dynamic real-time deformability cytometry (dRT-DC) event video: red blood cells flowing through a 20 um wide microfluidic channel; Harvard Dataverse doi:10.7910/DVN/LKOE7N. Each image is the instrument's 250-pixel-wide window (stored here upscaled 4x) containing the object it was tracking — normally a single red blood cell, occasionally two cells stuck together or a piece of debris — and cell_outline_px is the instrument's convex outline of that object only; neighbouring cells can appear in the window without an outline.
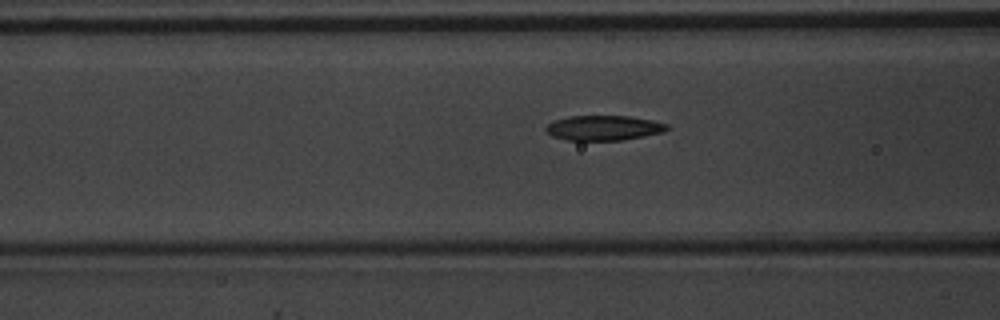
{"species": "common noctule bat (a hibernating species)", "species_latin": "Nyctalus noctula", "temperature_condition": "warm", "stored_images_in_passage": 41, "camera_frame_rate_fps": 3000, "um_per_image_px": 0.085, "animal": {"sex": "male", "body_mass_g": 20.1, "forearm_length_mm": 53.5}, "frame": {"image": 1, "passage_image": 11, "time_ms": 3.333, "image_size_px": [1000, 320], "cell_outline_px": [[668, 128], [664, 132], [624, 140], [568, 140], [552, 136], [544, 132], [544, 128], [552, 120], [568, 116], [632, 116], [652, 120], [668, 124]], "centroid_in_image_um": [51.28, 10.87], "position_along_channel_um": 115.3, "area_um2": 17.8}}
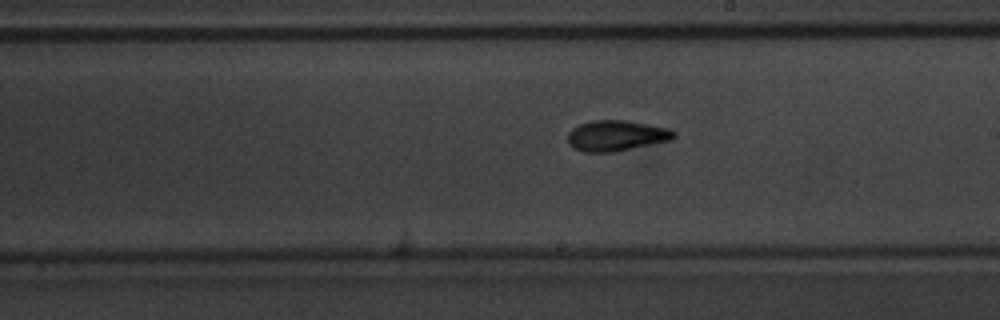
{"frame": {"image": 2, "passage_image": 20, "time_ms": 6.333, "image_size_px": [1000, 320], "cell_outline_px": [[676, 136], [672, 140], [612, 152], [584, 152], [572, 148], [568, 144], [568, 132], [572, 128], [580, 124], [592, 120], [628, 120], [668, 128], [676, 132]], "centroid_in_image_um": [52.37, 11.53], "position_along_channel_um": 236.6, "area_um2": 19.07}}
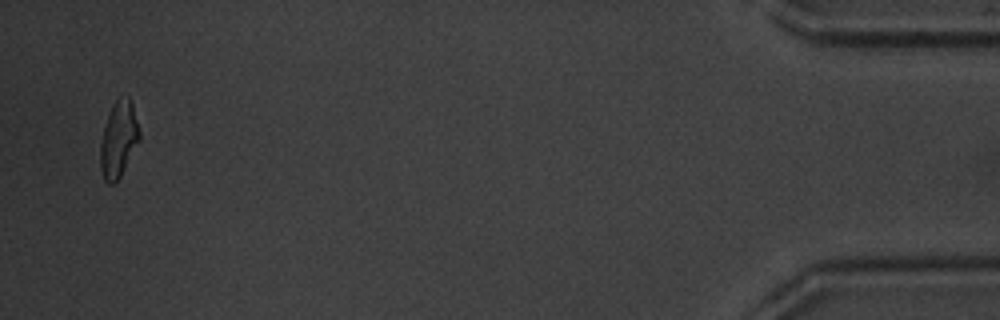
{"frame": {"image": 3, "passage_image": 40, "time_ms": 13.0, "image_size_px": [1000, 320], "cell_outline_px": [[140, 140], [120, 176], [112, 184], [108, 184], [104, 180], [100, 168], [100, 144], [104, 128], [112, 104], [120, 96], [128, 96], [132, 100], [140, 132]], "centroid_in_image_um": [10.09, 11.81], "position_along_channel_um": 425.1, "area_um2": 17.34}, "authors_computed_cell_mechanics": {"area_um2": 17.918, "velocity_mm_per_s": 4.0419, "shape_relaxation_time_tau1_ms": 2.9755, "shape_relaxation_time_tau2_ms": 2.9356, "deformation_change_tau1": 0.1497, "deformation_change_tau2": 0.1119}}